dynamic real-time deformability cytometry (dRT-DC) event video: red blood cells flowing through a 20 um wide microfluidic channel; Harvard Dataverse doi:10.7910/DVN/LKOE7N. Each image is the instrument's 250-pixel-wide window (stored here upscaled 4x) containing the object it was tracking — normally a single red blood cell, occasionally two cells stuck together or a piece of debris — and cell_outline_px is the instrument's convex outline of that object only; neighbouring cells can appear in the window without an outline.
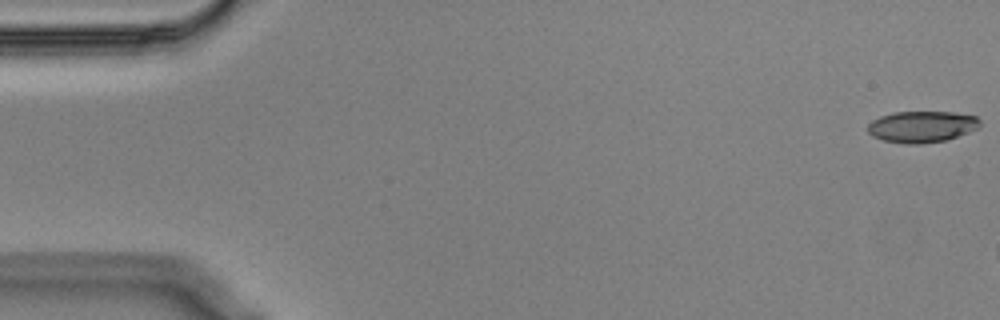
{"species": "Egyptian fruit bat (a non-hibernating species)", "species_latin": "Rousettus aegyptiacus", "temperature_condition": "cold", "stored_images_in_passage": 8, "camera_frame_rate_fps": 3000, "um_per_image_px": 0.085, "animal": {"sex": "male"}, "frame": {"image": 1, "passage_image": 1, "time_ms": 0.0, "image_size_px": [1000, 320], "cell_outline_px": [[980, 128], [944, 140], [920, 144], [904, 144], [884, 140], [872, 136], [868, 132], [868, 124], [872, 120], [880, 116], [892, 112], [956, 112], [976, 116], [980, 120]], "centroid_in_image_um": [78.35, 10.76], "position_along_channel_um": 6.6, "area_um2": 20.58}}